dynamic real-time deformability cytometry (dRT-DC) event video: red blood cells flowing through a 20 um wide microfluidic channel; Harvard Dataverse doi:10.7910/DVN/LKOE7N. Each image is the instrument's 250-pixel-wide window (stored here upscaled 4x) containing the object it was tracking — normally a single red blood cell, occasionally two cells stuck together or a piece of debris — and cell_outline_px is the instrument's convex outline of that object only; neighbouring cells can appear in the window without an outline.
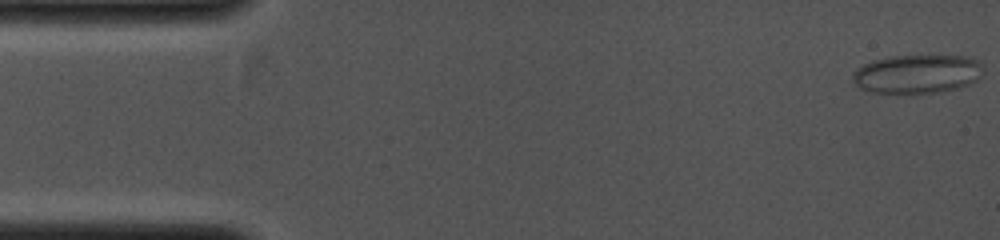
{"species": "common noctule bat (a hibernating species)", "species_latin": "Nyctalus noctula", "temperature_condition": "cold", "stored_images_in_passage": 41, "camera_frame_rate_fps": 4000, "um_per_image_px": 0.085, "animal": {"sex": "female", "body_mass_g": 19.0, "forearm_length_mm": 53.3}, "frame": {"image": 1, "passage_image": 1, "time_ms": 0.0, "image_size_px": [1000, 240], "cell_outline_px": [[984, 72], [976, 80], [968, 84], [956, 88], [940, 92], [872, 92], [860, 88], [852, 80], [852, 72], [856, 68], [872, 60], [888, 56], [972, 56], [980, 60], [984, 64]], "centroid_in_image_um": [77.99, 6.26], "position_along_channel_um": 7.0, "area_um2": 29.59}}
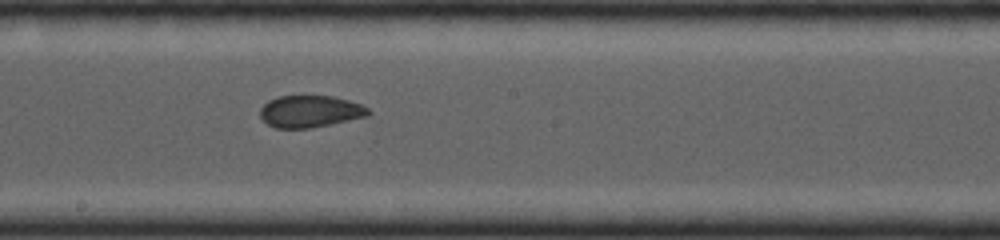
{"frame": {"image": 2, "passage_image": 23, "time_ms": 5.5, "image_size_px": [1000, 240], "cell_outline_px": [[372, 112], [368, 116], [312, 128], [276, 128], [268, 124], [260, 116], [260, 108], [268, 100], [276, 96], [332, 96], [348, 100], [360, 104], [368, 108]], "centroid_in_image_um": [26.36, 9.47], "position_along_channel_um": 221.8, "area_um2": 20.17}}
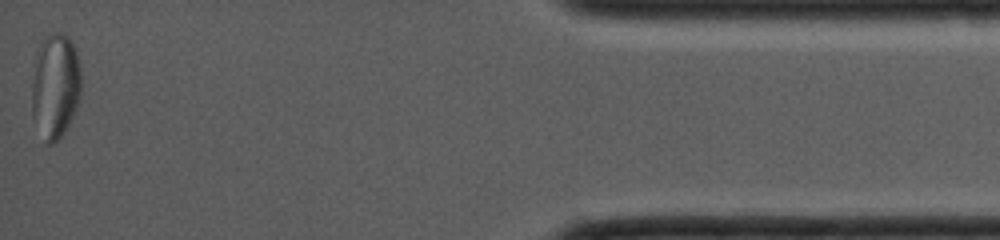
{"frame": {"image": 3, "passage_image": 41, "time_ms": 10.0, "image_size_px": [1000, 240], "cell_outline_px": [[80, 96], [76, 108], [64, 132], [52, 144], [48, 144], [32, 116], [32, 84], [36, 52], [44, 36], [52, 32], [64, 32], [72, 40], [76, 52], [80, 68]], "centroid_in_image_um": [4.7, 7.23], "position_along_channel_um": 430.5, "area_um2": 30.11}}